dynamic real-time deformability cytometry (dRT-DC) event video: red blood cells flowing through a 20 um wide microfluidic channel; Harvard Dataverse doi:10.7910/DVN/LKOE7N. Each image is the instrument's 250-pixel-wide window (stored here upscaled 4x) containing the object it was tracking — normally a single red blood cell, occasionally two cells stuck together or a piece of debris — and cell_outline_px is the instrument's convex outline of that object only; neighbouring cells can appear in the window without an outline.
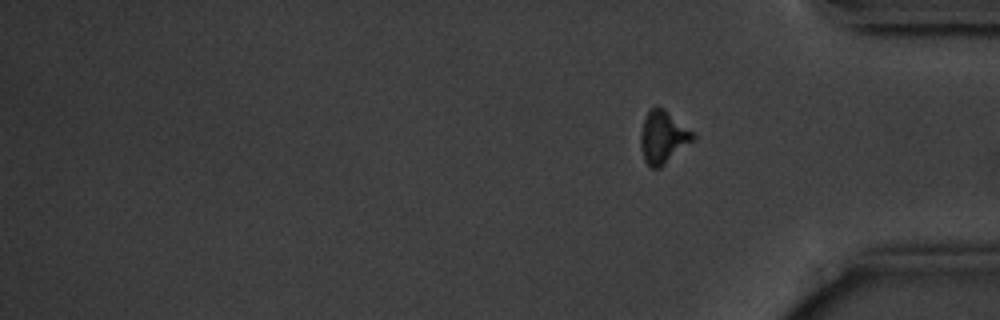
{"species": "common noctule bat (a hibernating species)", "species_latin": "Nyctalus noctula", "temperature_condition": "cold", "stored_images_in_passage": 12, "segment_of_instrument_passage": [2, 2], "camera_frame_rate_fps": 3000, "um_per_image_px": 0.085, "animal": {"sex": "male", "body_mass_g": 20.1, "forearm_length_mm": 53.5}, "frame": {"image": 1, "passage_image": 12, "time_ms": 13.667, "image_size_px": [1000, 320], "cell_outline_px": [[696, 140], [660, 168], [652, 168], [644, 160], [640, 144], [640, 132], [644, 120], [648, 112], [652, 108], [664, 108], [692, 132], [696, 136]], "centroid_in_image_um": [56.37, 11.69], "position_along_channel_um": 378.8, "area_um2": 15.95}}